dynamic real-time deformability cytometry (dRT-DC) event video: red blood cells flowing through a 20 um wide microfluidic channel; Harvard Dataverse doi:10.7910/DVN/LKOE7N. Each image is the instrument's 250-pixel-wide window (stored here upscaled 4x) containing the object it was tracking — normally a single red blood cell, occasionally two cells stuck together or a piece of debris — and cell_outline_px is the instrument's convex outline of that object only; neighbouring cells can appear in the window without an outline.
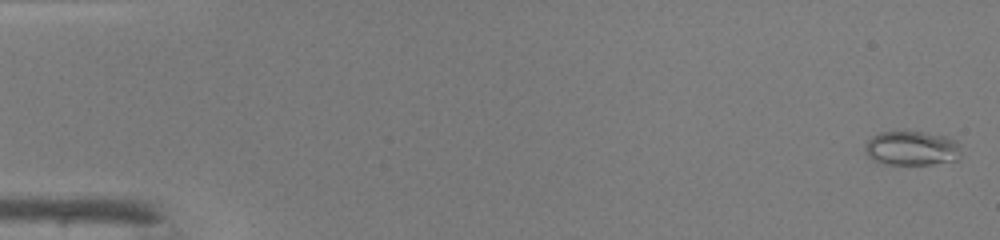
{"species": "common noctule bat (a hibernating species)", "species_latin": "Nyctalus noctula", "temperature_condition": "warm", "stored_images_in_passage": 48, "camera_frame_rate_fps": 3000, "um_per_image_px": 0.085, "animal": {"sex": "male", "body_mass_g": 19.0, "forearm_length_mm": 50.8}, "frame": {"image": 1, "passage_image": 1, "time_ms": 0.0, "image_size_px": [1000, 240], "cell_outline_px": [[960, 152], [956, 160], [932, 164], [884, 164], [872, 160], [864, 152], [864, 144], [872, 136], [880, 132], [924, 132], [944, 136], [956, 140], [960, 144]], "centroid_in_image_um": [77.47, 12.6], "position_along_channel_um": 7.5, "area_um2": 19.31}}
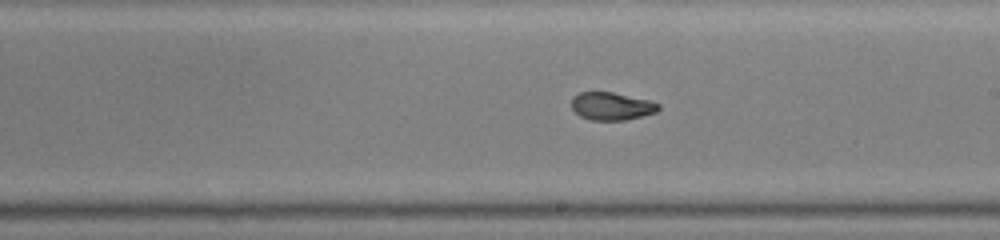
{"frame": {"image": 2, "passage_image": 28, "time_ms": 9.0, "image_size_px": [1000, 240], "cell_outline_px": [[660, 108], [656, 112], [624, 120], [592, 120], [580, 116], [572, 108], [572, 96], [580, 92], [612, 92], [648, 100], [660, 104]], "centroid_in_image_um": [51.97, 9.02], "position_along_channel_um": 237.0, "area_um2": 13.93}}
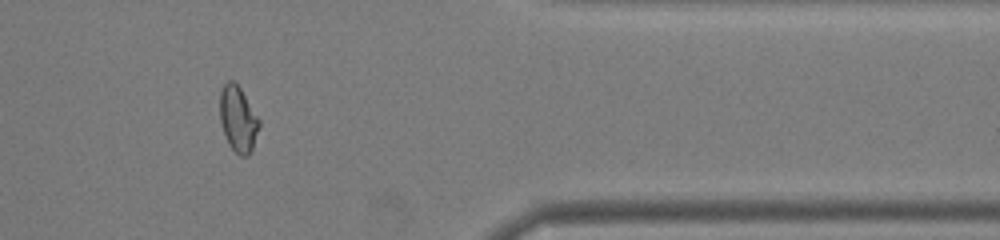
{"frame": {"image": 3, "passage_image": 40, "time_ms": 13.0, "image_size_px": [1000, 240], "cell_outline_px": [[260, 124], [252, 148], [248, 156], [240, 156], [228, 144], [220, 120], [220, 92], [224, 84], [228, 80], [232, 80], [240, 88], [260, 120]], "centroid_in_image_um": [20.23, 10.11], "position_along_channel_um": 391.2, "area_um2": 14.8}, "authors_computed_cell_mechanics": {"area_um2": 15.7216, "velocity_mm_per_s": 4.3047, "shape_relaxation_time_tau1_ms": null, "shape_relaxation_time_tau2_ms": 1.5268, "deformation_change_tau1": null, "deformation_change_tau2": 0.0646}}